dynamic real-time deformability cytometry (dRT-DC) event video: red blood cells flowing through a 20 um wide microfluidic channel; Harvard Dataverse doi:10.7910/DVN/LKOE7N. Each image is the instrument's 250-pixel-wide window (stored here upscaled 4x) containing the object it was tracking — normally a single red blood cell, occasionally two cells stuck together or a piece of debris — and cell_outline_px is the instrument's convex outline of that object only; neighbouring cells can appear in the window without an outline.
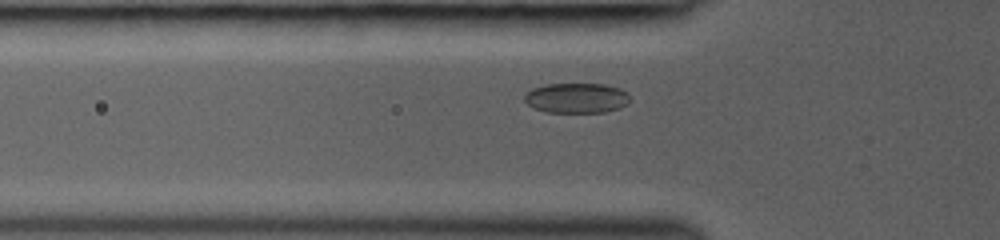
{"species": "common noctule bat (a hibernating species)", "species_latin": "Nyctalus noctula", "temperature_condition": "room temperature", "stored_images_in_passage": 53, "camera_frame_rate_fps": 3000, "um_per_image_px": 0.085, "animal": {"sex": "female", "body_mass_g": 19.0, "forearm_length_mm": 53.3}, "frame": {"image": 1, "passage_image": 6, "time_ms": 1.0, "image_size_px": [1000, 240], "cell_outline_px": [[628, 104], [620, 108], [604, 112], [544, 112], [532, 108], [524, 100], [524, 92], [532, 88], [544, 84], [604, 84], [620, 88], [628, 96]], "centroid_in_image_um": [48.94, 8.33], "position_along_channel_um": 76.9, "area_um2": 18.61}}
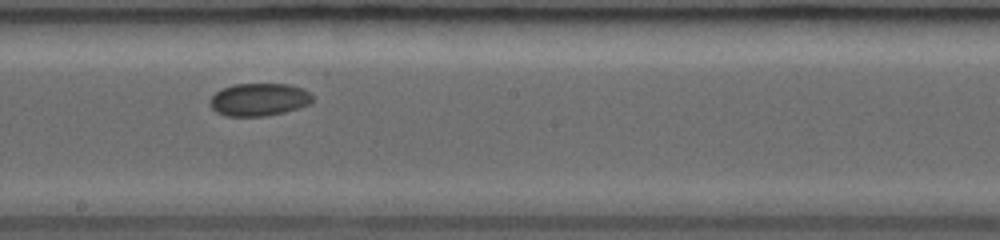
{"frame": {"image": 2, "passage_image": 23, "time_ms": 4.667, "image_size_px": [1000, 240], "cell_outline_px": [[312, 100], [308, 104], [284, 112], [264, 116], [224, 116], [216, 112], [208, 104], [208, 100], [216, 92], [232, 84], [288, 84], [300, 88], [308, 92], [312, 96]], "centroid_in_image_um": [21.95, 8.46], "position_along_channel_um": 226.3, "area_um2": 19.42}}
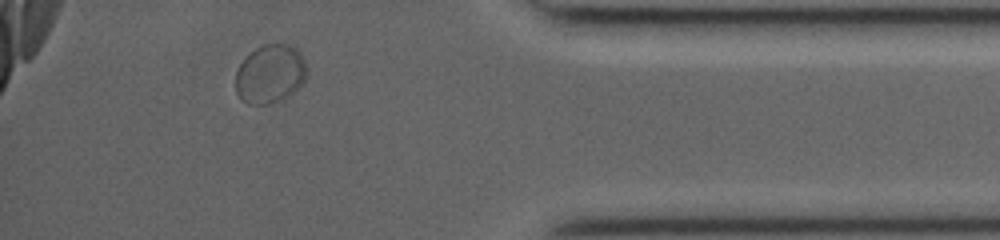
{"frame": {"image": 3, "passage_image": 46, "time_ms": 9.667, "image_size_px": [1000, 240], "cell_outline_px": [[308, 72], [304, 80], [288, 96], [280, 100], [268, 104], [248, 104], [240, 100], [236, 92], [236, 72], [244, 56], [248, 52], [260, 44], [288, 44], [296, 48], [300, 52], [308, 68]], "centroid_in_image_um": [22.94, 6.26], "position_along_channel_um": 412.3, "area_um2": 24.68}}